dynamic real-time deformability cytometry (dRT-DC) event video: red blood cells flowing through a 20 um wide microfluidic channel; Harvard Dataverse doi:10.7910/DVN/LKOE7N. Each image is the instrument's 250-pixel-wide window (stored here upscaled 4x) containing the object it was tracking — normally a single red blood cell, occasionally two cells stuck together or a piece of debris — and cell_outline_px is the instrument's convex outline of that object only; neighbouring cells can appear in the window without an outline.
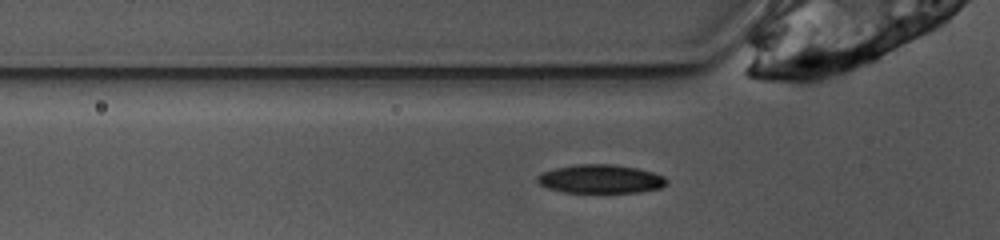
{"species": "common noctule bat (a hibernating species)", "species_latin": "Nyctalus noctula", "temperature_condition": "warm", "stored_images_in_passage": 27, "camera_frame_rate_fps": 3000, "um_per_image_px": 0.085, "animal": {"sex": "female", "body_mass_g": 10.0, "forearm_length_mm": 53.1}, "frame": {"image": 1, "passage_image": 2, "time_ms": 0.333, "image_size_px": [1000, 240], "cell_outline_px": [[668, 184], [660, 188], [640, 192], [564, 192], [548, 188], [540, 184], [536, 180], [536, 176], [544, 172], [556, 168], [576, 164], [612, 164], [636, 168], [652, 172], [664, 176], [668, 180]], "centroid_in_image_um": [51.07, 15.21], "position_along_channel_um": 74.7, "area_um2": 21.5}}
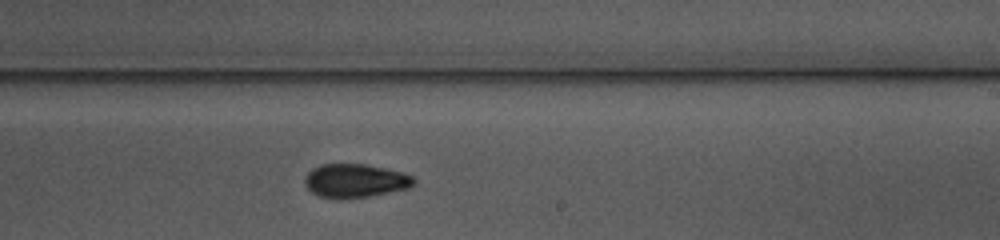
{"frame": {"image": 2, "passage_image": 16, "time_ms": 5.0, "image_size_px": [1000, 240], "cell_outline_px": [[416, 184], [408, 188], [368, 196], [320, 196], [312, 192], [304, 184], [304, 176], [312, 168], [320, 164], [364, 164], [404, 172], [412, 176], [416, 180]], "centroid_in_image_um": [30.21, 15.31], "position_along_channel_um": 258.8, "area_um2": 20.87}}
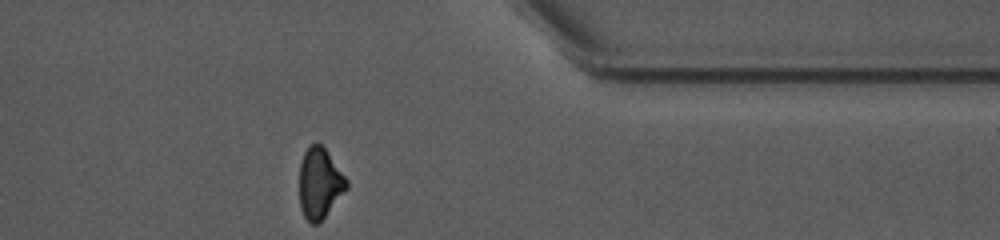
{"frame": {"image": 3, "passage_image": 27, "time_ms": 8.667, "image_size_px": [1000, 240], "cell_outline_px": [[348, 188], [320, 224], [312, 224], [304, 216], [300, 208], [300, 164], [304, 152], [308, 144], [316, 140], [324, 148], [348, 180]], "centroid_in_image_um": [27.17, 15.58], "position_along_channel_um": 384.2, "area_um2": 19.65}, "authors_computed_cell_mechanics": {"area_um2": 21.3282, "velocity_mm_per_s": 3.9111, "shape_relaxation_time_tau1_ms": 4.0634, "shape_relaxation_time_tau2_ms": 5.8889, "deformation_change_tau1": 0.1376, "deformation_change_tau2": 0.0848}}